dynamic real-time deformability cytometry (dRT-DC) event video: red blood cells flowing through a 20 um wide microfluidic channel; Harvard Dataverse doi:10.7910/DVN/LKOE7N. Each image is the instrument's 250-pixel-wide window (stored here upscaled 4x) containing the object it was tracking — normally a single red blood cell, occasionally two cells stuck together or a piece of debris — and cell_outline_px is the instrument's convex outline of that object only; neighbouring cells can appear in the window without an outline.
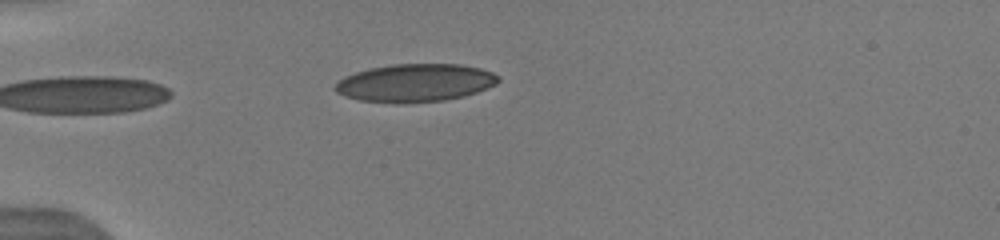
{"species": "human", "species_latin": "Homo sapiens", "temperature_condition": "warm", "stored_images_in_passage": 7, "camera_frame_rate_fps": 3000, "um_per_image_px": 0.085, "donor": {"sex": "male"}, "frame": {"image": 1, "passage_image": 7, "time_ms": 4.667, "image_size_px": [1000, 240], "cell_outline_px": [[500, 80], [496, 84], [488, 88], [464, 96], [444, 100], [404, 104], [396, 104], [360, 100], [344, 96], [336, 92], [332, 88], [344, 76], [368, 68], [392, 64], [460, 64], [480, 68], [492, 72], [500, 76]], "centroid_in_image_um": [35.28, 7.05], "position_along_channel_um": 49.7, "area_um2": 36.47}}